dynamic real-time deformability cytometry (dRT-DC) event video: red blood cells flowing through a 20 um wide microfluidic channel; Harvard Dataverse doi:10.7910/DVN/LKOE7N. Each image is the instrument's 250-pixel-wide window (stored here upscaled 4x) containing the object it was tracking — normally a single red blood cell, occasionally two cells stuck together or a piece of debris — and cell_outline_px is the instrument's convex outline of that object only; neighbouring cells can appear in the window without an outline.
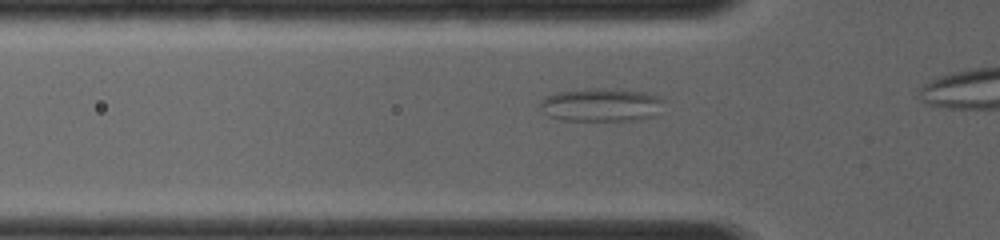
{"species": "common noctule bat (a hibernating species)", "species_latin": "Nyctalus noctula", "temperature_condition": "room temperature", "stored_images_in_passage": 31, "segment_of_instrument_passage": [1, 2], "camera_frame_rate_fps": 4000, "um_per_image_px": 0.085, "animal": {"sex": "female", "body_mass_g": 19.0, "forearm_length_mm": 56.7}, "frame": {"image": 1, "passage_image": 5, "time_ms": 1.0, "image_size_px": [1000, 240], "cell_outline_px": [[664, 100], [652, 116], [640, 120], [560, 120], [548, 116], [540, 108], [540, 100], [544, 96], [556, 92], [584, 88], [596, 88], [644, 92], [656, 96]], "centroid_in_image_um": [50.99, 8.91], "position_along_channel_um": 74.8, "area_um2": 23.81}}
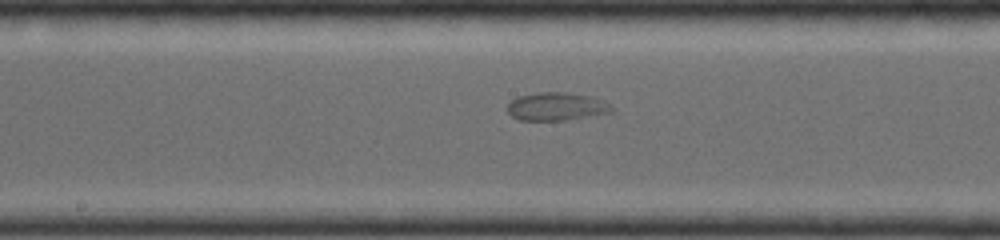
{"frame": {"image": 2, "passage_image": 17, "time_ms": 3.75, "image_size_px": [1000, 240], "cell_outline_px": [[616, 112], [568, 120], [520, 120], [512, 116], [508, 112], [508, 104], [512, 100], [520, 96], [540, 92], [564, 92], [592, 96], [604, 100]], "centroid_in_image_um": [47.35, 9.06], "position_along_channel_um": 200.8, "area_um2": 17.11}}
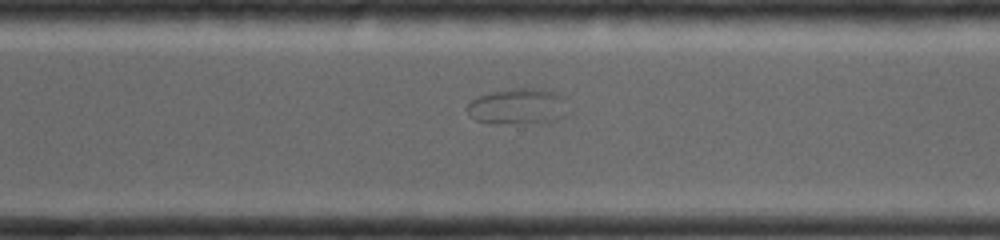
{"frame": {"image": 3, "passage_image": 29, "time_ms": 6.5, "image_size_px": [1000, 240], "cell_outline_px": [[564, 116], [556, 120], [496, 124], [476, 120], [468, 116], [468, 104], [472, 100], [480, 96], [492, 92], [520, 88], [540, 88], [552, 92], [560, 96]], "centroid_in_image_um": [43.91, 9.05], "position_along_channel_um": 326.7, "area_um2": 20.17}}